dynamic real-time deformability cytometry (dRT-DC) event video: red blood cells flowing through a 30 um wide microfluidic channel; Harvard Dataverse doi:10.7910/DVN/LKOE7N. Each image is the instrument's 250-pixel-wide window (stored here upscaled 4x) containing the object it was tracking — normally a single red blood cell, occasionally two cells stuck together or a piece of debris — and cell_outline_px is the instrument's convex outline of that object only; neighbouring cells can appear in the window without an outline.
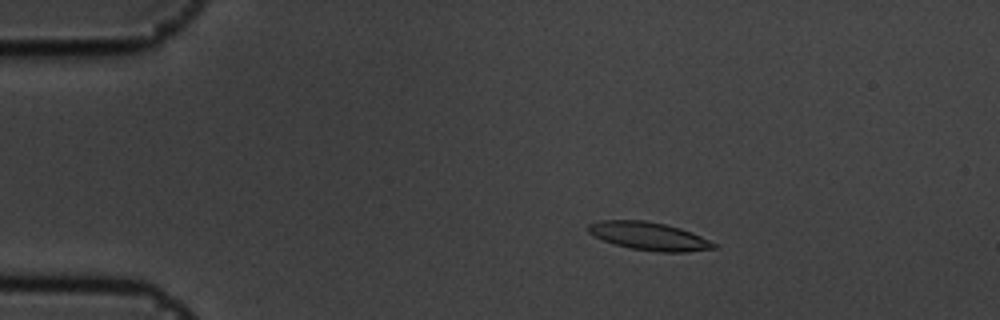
{"species": "common noctule bat (a hibernating species)", "species_latin": "Nyctalus noctula", "temperature_condition": "cold", "stored_images_in_passage": 57, "camera_frame_rate_fps": 3000, "um_per_image_px": 0.085, "animal": {"sex": "male", "body_mass_g": 19.5, "forearm_length_mm": 54.6}, "frame": {"image": 1, "passage_image": 11, "time_ms": 3.333, "image_size_px": [1000, 320], "cell_outline_px": [[720, 248], [688, 252], [656, 252], [632, 248], [616, 244], [604, 240], [588, 232], [588, 224], [600, 220], [644, 220], [664, 224], [680, 228], [692, 232], [716, 244]], "centroid_in_image_um": [55.21, 20.07], "position_along_channel_um": 29.8, "area_um2": 20.4}}
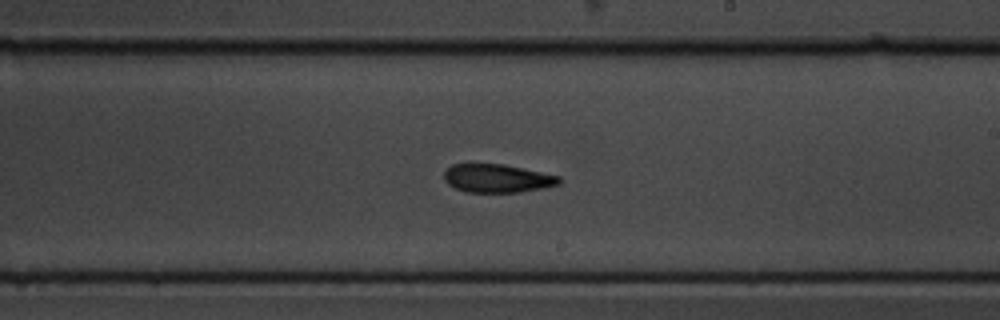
{"frame": {"image": 2, "passage_image": 34, "time_ms": 11.0, "image_size_px": [1000, 320], "cell_outline_px": [[564, 180], [560, 184], [544, 188], [520, 192], [464, 192], [448, 184], [444, 180], [444, 172], [452, 164], [504, 164], [560, 176]], "centroid_in_image_um": [42.3, 15.16], "position_along_channel_um": 246.7, "area_um2": 19.13}}
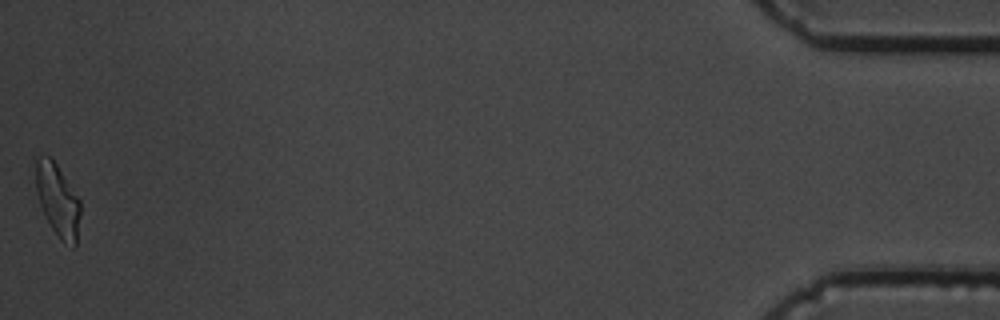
{"frame": {"image": 3, "passage_image": 57, "time_ms": 18.667, "image_size_px": [1000, 320], "cell_outline_px": [[80, 216], [76, 244], [72, 248], [64, 244], [60, 240], [52, 228], [40, 204], [36, 192], [36, 160], [40, 156], [52, 156], [80, 200]], "centroid_in_image_um": [4.92, 17.02], "position_along_channel_um": 430.3, "area_um2": 18.84}, "authors_computed_cell_mechanics": {"area_um2": 19.4208, "velocity_mm_per_s": 3.584, "shape_relaxation_time_tau1_ms": 7.4366, "shape_relaxation_time_tau2_ms": 3.8423, "deformation_change_tau1": 0.2056, "deformation_change_tau2": 0.1143}}